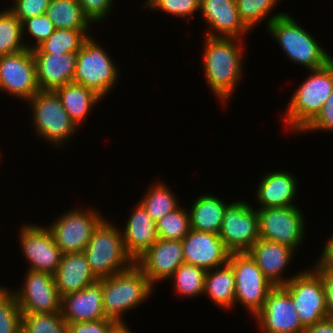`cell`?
I'll use <instances>...</instances> for the list:
<instances>
[{
	"instance_id": "cell-35",
	"label": "cell",
	"mask_w": 333,
	"mask_h": 333,
	"mask_svg": "<svg viewBox=\"0 0 333 333\" xmlns=\"http://www.w3.org/2000/svg\"><path fill=\"white\" fill-rule=\"evenodd\" d=\"M159 239L182 240L191 230L188 208L180 205L176 210L156 221Z\"/></svg>"
},
{
	"instance_id": "cell-18",
	"label": "cell",
	"mask_w": 333,
	"mask_h": 333,
	"mask_svg": "<svg viewBox=\"0 0 333 333\" xmlns=\"http://www.w3.org/2000/svg\"><path fill=\"white\" fill-rule=\"evenodd\" d=\"M184 262L211 270L228 263L231 252L218 234L191 229L182 239Z\"/></svg>"
},
{
	"instance_id": "cell-42",
	"label": "cell",
	"mask_w": 333,
	"mask_h": 333,
	"mask_svg": "<svg viewBox=\"0 0 333 333\" xmlns=\"http://www.w3.org/2000/svg\"><path fill=\"white\" fill-rule=\"evenodd\" d=\"M312 267L321 275L325 289L326 318L333 319V260H316Z\"/></svg>"
},
{
	"instance_id": "cell-11",
	"label": "cell",
	"mask_w": 333,
	"mask_h": 333,
	"mask_svg": "<svg viewBox=\"0 0 333 333\" xmlns=\"http://www.w3.org/2000/svg\"><path fill=\"white\" fill-rule=\"evenodd\" d=\"M309 268L295 273L284 285L304 327L326 318L323 279L312 266Z\"/></svg>"
},
{
	"instance_id": "cell-8",
	"label": "cell",
	"mask_w": 333,
	"mask_h": 333,
	"mask_svg": "<svg viewBox=\"0 0 333 333\" xmlns=\"http://www.w3.org/2000/svg\"><path fill=\"white\" fill-rule=\"evenodd\" d=\"M77 207L63 212L46 226L63 254L84 252L94 229L105 218L93 206Z\"/></svg>"
},
{
	"instance_id": "cell-21",
	"label": "cell",
	"mask_w": 333,
	"mask_h": 333,
	"mask_svg": "<svg viewBox=\"0 0 333 333\" xmlns=\"http://www.w3.org/2000/svg\"><path fill=\"white\" fill-rule=\"evenodd\" d=\"M102 279L62 297L61 313L66 323L107 319L103 309Z\"/></svg>"
},
{
	"instance_id": "cell-16",
	"label": "cell",
	"mask_w": 333,
	"mask_h": 333,
	"mask_svg": "<svg viewBox=\"0 0 333 333\" xmlns=\"http://www.w3.org/2000/svg\"><path fill=\"white\" fill-rule=\"evenodd\" d=\"M254 319L262 333H303L305 328L284 286H274L269 291L262 310Z\"/></svg>"
},
{
	"instance_id": "cell-34",
	"label": "cell",
	"mask_w": 333,
	"mask_h": 333,
	"mask_svg": "<svg viewBox=\"0 0 333 333\" xmlns=\"http://www.w3.org/2000/svg\"><path fill=\"white\" fill-rule=\"evenodd\" d=\"M27 49L23 40L22 22L8 9L0 10V56Z\"/></svg>"
},
{
	"instance_id": "cell-31",
	"label": "cell",
	"mask_w": 333,
	"mask_h": 333,
	"mask_svg": "<svg viewBox=\"0 0 333 333\" xmlns=\"http://www.w3.org/2000/svg\"><path fill=\"white\" fill-rule=\"evenodd\" d=\"M92 30L55 29L51 36L39 44L32 53L63 54L78 52L92 35Z\"/></svg>"
},
{
	"instance_id": "cell-49",
	"label": "cell",
	"mask_w": 333,
	"mask_h": 333,
	"mask_svg": "<svg viewBox=\"0 0 333 333\" xmlns=\"http://www.w3.org/2000/svg\"><path fill=\"white\" fill-rule=\"evenodd\" d=\"M1 150V149H0ZM0 159H2V154H1V151H0ZM0 162H1V160H0Z\"/></svg>"
},
{
	"instance_id": "cell-7",
	"label": "cell",
	"mask_w": 333,
	"mask_h": 333,
	"mask_svg": "<svg viewBox=\"0 0 333 333\" xmlns=\"http://www.w3.org/2000/svg\"><path fill=\"white\" fill-rule=\"evenodd\" d=\"M95 39L90 36L77 52L72 82L93 90L104 100L114 90L121 76L113 57Z\"/></svg>"
},
{
	"instance_id": "cell-2",
	"label": "cell",
	"mask_w": 333,
	"mask_h": 333,
	"mask_svg": "<svg viewBox=\"0 0 333 333\" xmlns=\"http://www.w3.org/2000/svg\"><path fill=\"white\" fill-rule=\"evenodd\" d=\"M155 289L135 263L125 271L102 278V303L107 319L117 322L121 327H129L123 318L124 314L148 301Z\"/></svg>"
},
{
	"instance_id": "cell-20",
	"label": "cell",
	"mask_w": 333,
	"mask_h": 333,
	"mask_svg": "<svg viewBox=\"0 0 333 333\" xmlns=\"http://www.w3.org/2000/svg\"><path fill=\"white\" fill-rule=\"evenodd\" d=\"M247 252L274 286H284L294 277L283 275L296 254L290 246L259 239Z\"/></svg>"
},
{
	"instance_id": "cell-32",
	"label": "cell",
	"mask_w": 333,
	"mask_h": 333,
	"mask_svg": "<svg viewBox=\"0 0 333 333\" xmlns=\"http://www.w3.org/2000/svg\"><path fill=\"white\" fill-rule=\"evenodd\" d=\"M281 0H236L237 10L244 25L250 30L256 29L262 20L267 29L268 25L277 17L285 15L287 12H276L273 9L277 7ZM276 12V13H273ZM273 13V14H270ZM267 19V20H266Z\"/></svg>"
},
{
	"instance_id": "cell-48",
	"label": "cell",
	"mask_w": 333,
	"mask_h": 333,
	"mask_svg": "<svg viewBox=\"0 0 333 333\" xmlns=\"http://www.w3.org/2000/svg\"><path fill=\"white\" fill-rule=\"evenodd\" d=\"M18 333H27V332L21 329Z\"/></svg>"
},
{
	"instance_id": "cell-23",
	"label": "cell",
	"mask_w": 333,
	"mask_h": 333,
	"mask_svg": "<svg viewBox=\"0 0 333 333\" xmlns=\"http://www.w3.org/2000/svg\"><path fill=\"white\" fill-rule=\"evenodd\" d=\"M130 216L123 226V242L126 253L135 262L159 238L156 222L151 218L145 208L138 202L131 208Z\"/></svg>"
},
{
	"instance_id": "cell-36",
	"label": "cell",
	"mask_w": 333,
	"mask_h": 333,
	"mask_svg": "<svg viewBox=\"0 0 333 333\" xmlns=\"http://www.w3.org/2000/svg\"><path fill=\"white\" fill-rule=\"evenodd\" d=\"M22 329L27 333H68L61 312L22 313Z\"/></svg>"
},
{
	"instance_id": "cell-44",
	"label": "cell",
	"mask_w": 333,
	"mask_h": 333,
	"mask_svg": "<svg viewBox=\"0 0 333 333\" xmlns=\"http://www.w3.org/2000/svg\"><path fill=\"white\" fill-rule=\"evenodd\" d=\"M122 327L110 319L68 323V333H117Z\"/></svg>"
},
{
	"instance_id": "cell-41",
	"label": "cell",
	"mask_w": 333,
	"mask_h": 333,
	"mask_svg": "<svg viewBox=\"0 0 333 333\" xmlns=\"http://www.w3.org/2000/svg\"><path fill=\"white\" fill-rule=\"evenodd\" d=\"M333 132V92L323 104L317 115L299 132L306 134L310 132Z\"/></svg>"
},
{
	"instance_id": "cell-14",
	"label": "cell",
	"mask_w": 333,
	"mask_h": 333,
	"mask_svg": "<svg viewBox=\"0 0 333 333\" xmlns=\"http://www.w3.org/2000/svg\"><path fill=\"white\" fill-rule=\"evenodd\" d=\"M26 270L22 285L14 289L9 287L15 294L21 312H61L62 298L57 290L54 275L41 271Z\"/></svg>"
},
{
	"instance_id": "cell-10",
	"label": "cell",
	"mask_w": 333,
	"mask_h": 333,
	"mask_svg": "<svg viewBox=\"0 0 333 333\" xmlns=\"http://www.w3.org/2000/svg\"><path fill=\"white\" fill-rule=\"evenodd\" d=\"M258 210L259 238L278 242L293 248L304 243L306 236L305 217L298 205L275 208H256Z\"/></svg>"
},
{
	"instance_id": "cell-1",
	"label": "cell",
	"mask_w": 333,
	"mask_h": 333,
	"mask_svg": "<svg viewBox=\"0 0 333 333\" xmlns=\"http://www.w3.org/2000/svg\"><path fill=\"white\" fill-rule=\"evenodd\" d=\"M202 46V66L207 87L222 105L231 102L234 91L244 78V39L208 37Z\"/></svg>"
},
{
	"instance_id": "cell-43",
	"label": "cell",
	"mask_w": 333,
	"mask_h": 333,
	"mask_svg": "<svg viewBox=\"0 0 333 333\" xmlns=\"http://www.w3.org/2000/svg\"><path fill=\"white\" fill-rule=\"evenodd\" d=\"M84 14L94 24L104 23L113 10L114 0H77Z\"/></svg>"
},
{
	"instance_id": "cell-19",
	"label": "cell",
	"mask_w": 333,
	"mask_h": 333,
	"mask_svg": "<svg viewBox=\"0 0 333 333\" xmlns=\"http://www.w3.org/2000/svg\"><path fill=\"white\" fill-rule=\"evenodd\" d=\"M205 36L244 39L251 31L241 21L236 0H200Z\"/></svg>"
},
{
	"instance_id": "cell-15",
	"label": "cell",
	"mask_w": 333,
	"mask_h": 333,
	"mask_svg": "<svg viewBox=\"0 0 333 333\" xmlns=\"http://www.w3.org/2000/svg\"><path fill=\"white\" fill-rule=\"evenodd\" d=\"M32 50L0 56V91L25 103L39 91Z\"/></svg>"
},
{
	"instance_id": "cell-38",
	"label": "cell",
	"mask_w": 333,
	"mask_h": 333,
	"mask_svg": "<svg viewBox=\"0 0 333 333\" xmlns=\"http://www.w3.org/2000/svg\"><path fill=\"white\" fill-rule=\"evenodd\" d=\"M55 29L56 28L54 24L51 22V20L46 14H42L25 20L22 23V30L23 40L27 49H35L44 40L48 39L55 31ZM28 36L30 39H28Z\"/></svg>"
},
{
	"instance_id": "cell-17",
	"label": "cell",
	"mask_w": 333,
	"mask_h": 333,
	"mask_svg": "<svg viewBox=\"0 0 333 333\" xmlns=\"http://www.w3.org/2000/svg\"><path fill=\"white\" fill-rule=\"evenodd\" d=\"M183 263L185 262L182 240L174 239H158L135 261L154 286L161 281L169 280Z\"/></svg>"
},
{
	"instance_id": "cell-25",
	"label": "cell",
	"mask_w": 333,
	"mask_h": 333,
	"mask_svg": "<svg viewBox=\"0 0 333 333\" xmlns=\"http://www.w3.org/2000/svg\"><path fill=\"white\" fill-rule=\"evenodd\" d=\"M54 279L61 298L99 280L92 272L84 252L63 254Z\"/></svg>"
},
{
	"instance_id": "cell-4",
	"label": "cell",
	"mask_w": 333,
	"mask_h": 333,
	"mask_svg": "<svg viewBox=\"0 0 333 333\" xmlns=\"http://www.w3.org/2000/svg\"><path fill=\"white\" fill-rule=\"evenodd\" d=\"M266 32L278 42L291 63L312 70L324 67L333 60V56L320 45L313 34L288 12L274 19Z\"/></svg>"
},
{
	"instance_id": "cell-37",
	"label": "cell",
	"mask_w": 333,
	"mask_h": 333,
	"mask_svg": "<svg viewBox=\"0 0 333 333\" xmlns=\"http://www.w3.org/2000/svg\"><path fill=\"white\" fill-rule=\"evenodd\" d=\"M22 329V312L15 294L0 285V333H18Z\"/></svg>"
},
{
	"instance_id": "cell-22",
	"label": "cell",
	"mask_w": 333,
	"mask_h": 333,
	"mask_svg": "<svg viewBox=\"0 0 333 333\" xmlns=\"http://www.w3.org/2000/svg\"><path fill=\"white\" fill-rule=\"evenodd\" d=\"M256 188L254 198L259 208L297 205L295 198L298 197V181L296 175L294 176L290 171L267 172L260 178Z\"/></svg>"
},
{
	"instance_id": "cell-39",
	"label": "cell",
	"mask_w": 333,
	"mask_h": 333,
	"mask_svg": "<svg viewBox=\"0 0 333 333\" xmlns=\"http://www.w3.org/2000/svg\"><path fill=\"white\" fill-rule=\"evenodd\" d=\"M142 7L149 8L148 10L162 11L167 15L177 16L179 18H186L190 21V18L194 17L196 12H200V0H144ZM189 19V20H188Z\"/></svg>"
},
{
	"instance_id": "cell-12",
	"label": "cell",
	"mask_w": 333,
	"mask_h": 333,
	"mask_svg": "<svg viewBox=\"0 0 333 333\" xmlns=\"http://www.w3.org/2000/svg\"><path fill=\"white\" fill-rule=\"evenodd\" d=\"M244 200L229 203L219 236L231 252H247L259 240L258 210Z\"/></svg>"
},
{
	"instance_id": "cell-46",
	"label": "cell",
	"mask_w": 333,
	"mask_h": 333,
	"mask_svg": "<svg viewBox=\"0 0 333 333\" xmlns=\"http://www.w3.org/2000/svg\"><path fill=\"white\" fill-rule=\"evenodd\" d=\"M331 234L332 235L326 241L327 243H325L324 247L322 248V252L319 254L320 258L316 260H333V231Z\"/></svg>"
},
{
	"instance_id": "cell-9",
	"label": "cell",
	"mask_w": 333,
	"mask_h": 333,
	"mask_svg": "<svg viewBox=\"0 0 333 333\" xmlns=\"http://www.w3.org/2000/svg\"><path fill=\"white\" fill-rule=\"evenodd\" d=\"M228 263L235 276V306L243 305L251 317L263 308L269 291L274 285L264 276L248 252L230 254Z\"/></svg>"
},
{
	"instance_id": "cell-29",
	"label": "cell",
	"mask_w": 333,
	"mask_h": 333,
	"mask_svg": "<svg viewBox=\"0 0 333 333\" xmlns=\"http://www.w3.org/2000/svg\"><path fill=\"white\" fill-rule=\"evenodd\" d=\"M56 29L92 30L77 0H51L45 13Z\"/></svg>"
},
{
	"instance_id": "cell-33",
	"label": "cell",
	"mask_w": 333,
	"mask_h": 333,
	"mask_svg": "<svg viewBox=\"0 0 333 333\" xmlns=\"http://www.w3.org/2000/svg\"><path fill=\"white\" fill-rule=\"evenodd\" d=\"M206 270L196 265L181 264L169 278L172 280L175 294L182 298L203 296Z\"/></svg>"
},
{
	"instance_id": "cell-30",
	"label": "cell",
	"mask_w": 333,
	"mask_h": 333,
	"mask_svg": "<svg viewBox=\"0 0 333 333\" xmlns=\"http://www.w3.org/2000/svg\"><path fill=\"white\" fill-rule=\"evenodd\" d=\"M148 187L138 202L155 222L181 205L178 197L164 181L152 182Z\"/></svg>"
},
{
	"instance_id": "cell-26",
	"label": "cell",
	"mask_w": 333,
	"mask_h": 333,
	"mask_svg": "<svg viewBox=\"0 0 333 333\" xmlns=\"http://www.w3.org/2000/svg\"><path fill=\"white\" fill-rule=\"evenodd\" d=\"M188 208L190 227L193 230L212 232L219 235L224 211L230 202H226L215 194L197 195Z\"/></svg>"
},
{
	"instance_id": "cell-3",
	"label": "cell",
	"mask_w": 333,
	"mask_h": 333,
	"mask_svg": "<svg viewBox=\"0 0 333 333\" xmlns=\"http://www.w3.org/2000/svg\"><path fill=\"white\" fill-rule=\"evenodd\" d=\"M308 72L310 76L295 89L284 112L283 125L294 135L317 115L333 92V60Z\"/></svg>"
},
{
	"instance_id": "cell-45",
	"label": "cell",
	"mask_w": 333,
	"mask_h": 333,
	"mask_svg": "<svg viewBox=\"0 0 333 333\" xmlns=\"http://www.w3.org/2000/svg\"><path fill=\"white\" fill-rule=\"evenodd\" d=\"M303 333H333V319L325 318L313 325L306 326Z\"/></svg>"
},
{
	"instance_id": "cell-24",
	"label": "cell",
	"mask_w": 333,
	"mask_h": 333,
	"mask_svg": "<svg viewBox=\"0 0 333 333\" xmlns=\"http://www.w3.org/2000/svg\"><path fill=\"white\" fill-rule=\"evenodd\" d=\"M36 79L40 90H52L71 83L77 52L63 54L33 53Z\"/></svg>"
},
{
	"instance_id": "cell-13",
	"label": "cell",
	"mask_w": 333,
	"mask_h": 333,
	"mask_svg": "<svg viewBox=\"0 0 333 333\" xmlns=\"http://www.w3.org/2000/svg\"><path fill=\"white\" fill-rule=\"evenodd\" d=\"M19 228L18 244L29 267L26 269L54 275L63 253L55 244L50 230L35 223H23Z\"/></svg>"
},
{
	"instance_id": "cell-5",
	"label": "cell",
	"mask_w": 333,
	"mask_h": 333,
	"mask_svg": "<svg viewBox=\"0 0 333 333\" xmlns=\"http://www.w3.org/2000/svg\"><path fill=\"white\" fill-rule=\"evenodd\" d=\"M26 104L31 107L32 131L38 139L59 149L71 143V137L79 128L71 120L55 91L39 90Z\"/></svg>"
},
{
	"instance_id": "cell-47",
	"label": "cell",
	"mask_w": 333,
	"mask_h": 333,
	"mask_svg": "<svg viewBox=\"0 0 333 333\" xmlns=\"http://www.w3.org/2000/svg\"><path fill=\"white\" fill-rule=\"evenodd\" d=\"M117 333H133V331L130 330V327H122Z\"/></svg>"
},
{
	"instance_id": "cell-27",
	"label": "cell",
	"mask_w": 333,
	"mask_h": 333,
	"mask_svg": "<svg viewBox=\"0 0 333 333\" xmlns=\"http://www.w3.org/2000/svg\"><path fill=\"white\" fill-rule=\"evenodd\" d=\"M54 91L78 128L86 122L89 112L91 113L102 101V98L93 90L74 82L58 87Z\"/></svg>"
},
{
	"instance_id": "cell-6",
	"label": "cell",
	"mask_w": 333,
	"mask_h": 333,
	"mask_svg": "<svg viewBox=\"0 0 333 333\" xmlns=\"http://www.w3.org/2000/svg\"><path fill=\"white\" fill-rule=\"evenodd\" d=\"M106 217L94 229L84 253L98 279L129 269L135 262L126 253L123 234Z\"/></svg>"
},
{
	"instance_id": "cell-28",
	"label": "cell",
	"mask_w": 333,
	"mask_h": 333,
	"mask_svg": "<svg viewBox=\"0 0 333 333\" xmlns=\"http://www.w3.org/2000/svg\"><path fill=\"white\" fill-rule=\"evenodd\" d=\"M219 309L230 311L235 304V276L229 263L207 270L204 294Z\"/></svg>"
},
{
	"instance_id": "cell-40",
	"label": "cell",
	"mask_w": 333,
	"mask_h": 333,
	"mask_svg": "<svg viewBox=\"0 0 333 333\" xmlns=\"http://www.w3.org/2000/svg\"><path fill=\"white\" fill-rule=\"evenodd\" d=\"M7 7L22 23L32 17L46 13L51 0H11Z\"/></svg>"
}]
</instances>
